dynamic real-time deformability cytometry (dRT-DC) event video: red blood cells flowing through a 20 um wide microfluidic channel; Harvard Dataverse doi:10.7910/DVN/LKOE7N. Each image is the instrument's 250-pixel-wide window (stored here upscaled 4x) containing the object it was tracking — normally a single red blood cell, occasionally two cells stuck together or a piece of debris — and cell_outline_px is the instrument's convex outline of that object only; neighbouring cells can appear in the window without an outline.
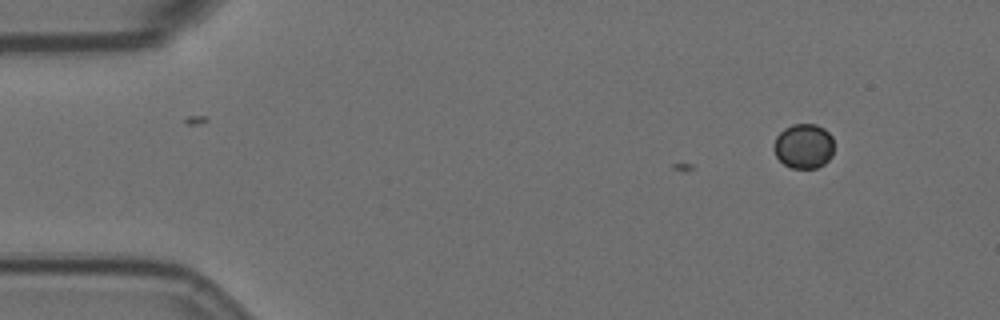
{"species": "Egyptian fruit bat (a non-hibernating species)", "species_latin": "Rousettus aegyptiacus", "temperature_condition": "room temperature", "stored_images_in_passage": 3, "camera_frame_rate_fps": 3000, "um_per_image_px": 0.085, "animal": {"sex": "female"}, "frame": {"image": 1, "passage_image": 3, "time_ms": 0.667, "image_size_px": [1000, 320], "cell_outline_px": [[832, 156], [824, 164], [816, 168], [792, 168], [784, 164], [776, 156], [772, 148], [776, 136], [784, 128], [792, 124], [816, 124], [824, 128], [832, 136]], "centroid_in_image_um": [68.29, 12.41], "position_along_channel_um": 16.7, "area_um2": 15.78}}